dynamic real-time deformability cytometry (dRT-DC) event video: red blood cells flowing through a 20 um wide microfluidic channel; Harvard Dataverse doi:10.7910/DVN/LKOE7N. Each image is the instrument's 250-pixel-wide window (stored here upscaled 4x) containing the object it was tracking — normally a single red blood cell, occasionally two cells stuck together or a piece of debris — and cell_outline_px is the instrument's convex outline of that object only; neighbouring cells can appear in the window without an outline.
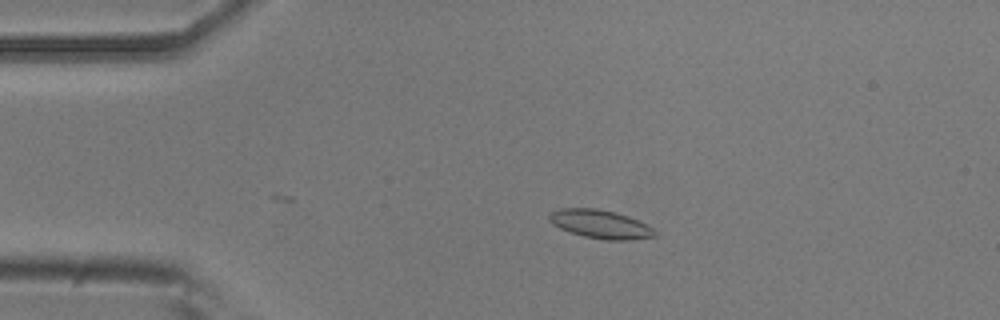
{"species": "common noctule bat (a hibernating species)", "species_latin": "Nyctalus noctula", "temperature_condition": "room temperature", "stored_images_in_passage": 39, "camera_frame_rate_fps": 3000, "um_per_image_px": 0.085, "animal": {"sex": "male", "body_mass_g": 20.5, "forearm_length_mm": 52.5}, "frame": {"image": 1, "passage_image": 3, "time_ms": 0.667, "image_size_px": [1000, 320], "cell_outline_px": [[660, 232], [656, 236], [632, 240], [608, 240], [584, 236], [560, 228], [552, 224], [548, 220], [548, 216], [552, 212], [560, 208], [596, 208], [616, 212], [628, 216]], "centroid_in_image_um": [51.05, 19.05], "position_along_channel_um": 34.0, "area_um2": 17.51}}
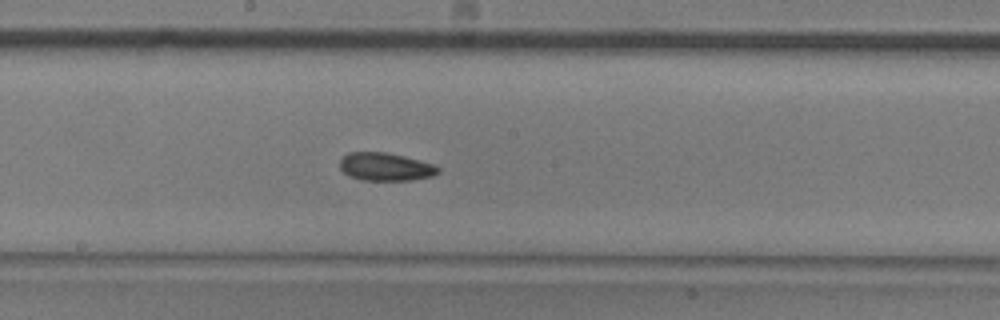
{"frame": {"image": 2, "passage_image": 20, "time_ms": 6.333, "image_size_px": [1000, 320], "cell_outline_px": [[440, 172], [432, 176], [412, 180], [364, 180], [348, 176], [340, 168], [340, 160], [348, 152], [388, 152], [420, 160], [432, 164], [440, 168]], "centroid_in_image_um": [32.77, 14.17], "position_along_channel_um": 215.4, "area_um2": 16.07}}
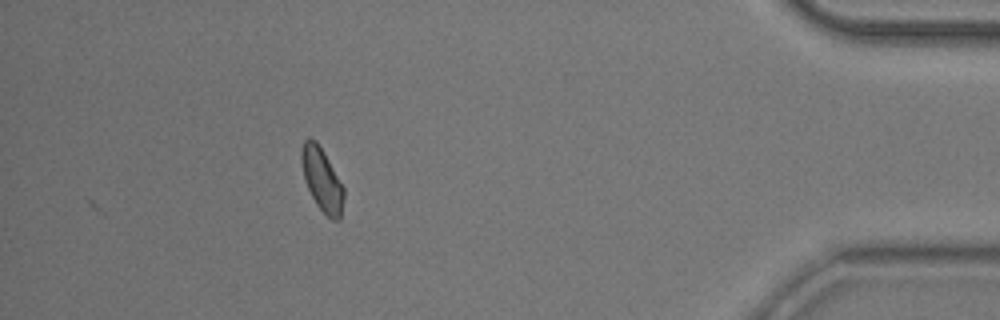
{"frame": {"image": 3, "passage_image": 39, "time_ms": 12.667, "image_size_px": [1000, 320], "cell_outline_px": [[344, 196], [340, 220], [332, 220], [316, 204], [304, 180], [300, 160], [300, 148], [304, 140], [308, 136], [316, 140], [324, 152], [344, 188]], "centroid_in_image_um": [27.33, 15.22], "position_along_channel_um": 407.9, "area_um2": 15.66}, "authors_computed_cell_mechanics": {"area_um2": 15.9528, "velocity_mm_per_s": 3.8823, "shape_relaxation_time_tau1_ms": 5.1293, "shape_relaxation_time_tau2_ms": 5.6237, "deformation_change_tau1": 0.106, "deformation_change_tau2": 0.115}}